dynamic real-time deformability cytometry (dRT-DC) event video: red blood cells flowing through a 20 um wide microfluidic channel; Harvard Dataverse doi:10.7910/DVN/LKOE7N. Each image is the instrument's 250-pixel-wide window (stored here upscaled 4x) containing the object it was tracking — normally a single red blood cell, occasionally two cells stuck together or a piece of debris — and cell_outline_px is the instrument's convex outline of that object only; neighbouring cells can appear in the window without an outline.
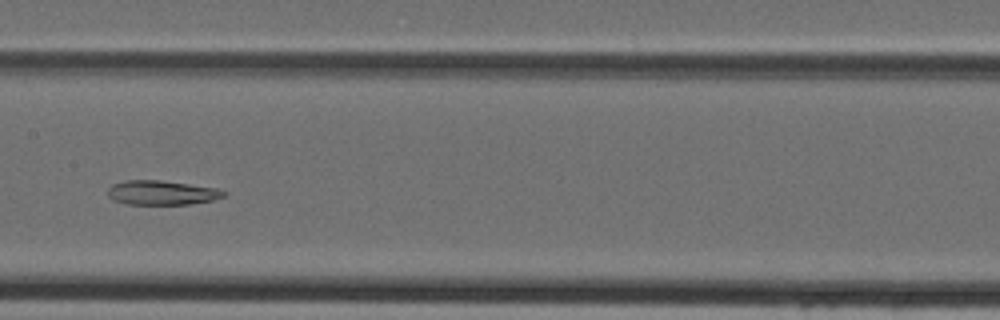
{"species": "Egyptian fruit bat (a non-hibernating species)", "species_latin": "Rousettus aegyptiacus", "temperature_condition": "cold", "stored_images_in_passage": 43, "camera_frame_rate_fps": 3000, "um_per_image_px": 0.085, "animal": {"sex": "female"}, "frame": {"image": 1, "passage_image": 20, "time_ms": 6.333, "image_size_px": [1000, 320], "cell_outline_px": [[228, 192], [224, 196], [212, 200], [188, 204], [128, 204], [112, 200], [108, 196], [108, 188], [112, 184], [124, 180], [160, 180], [216, 188]], "centroid_in_image_um": [13.71, 16.37], "position_along_channel_um": 193.7, "area_um2": 16.42}}
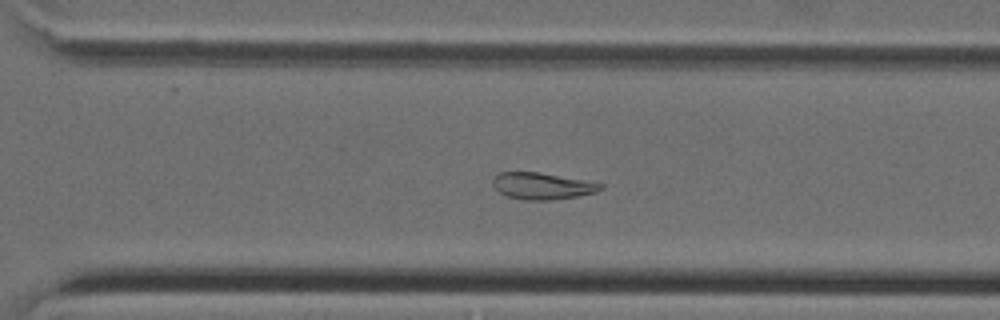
{"frame": {"image": 2, "passage_image": 29, "time_ms": 9.333, "image_size_px": [1000, 320], "cell_outline_px": [[604, 188], [596, 192], [580, 196], [552, 200], [524, 200], [508, 196], [500, 192], [492, 184], [492, 180], [500, 172], [540, 172], [584, 180], [604, 184]], "centroid_in_image_um": [46.12, 15.81], "position_along_channel_um": 324.5, "area_um2": 16.76}}
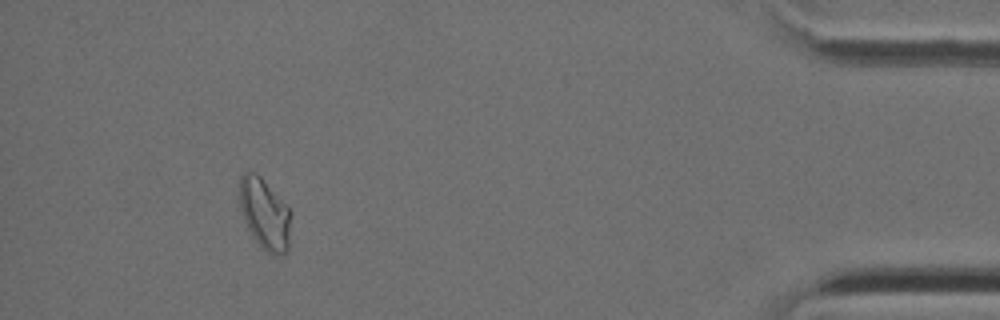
{"frame": {"image": 3, "passage_image": 39, "time_ms": 12.667, "image_size_px": [1000, 320], "cell_outline_px": [[288, 252], [280, 256], [268, 252], [260, 248], [252, 236], [244, 220], [240, 208], [240, 172], [252, 172], [260, 176], [288, 208]], "centroid_in_image_um": [22.45, 18.2], "position_along_channel_um": 412.8, "area_um2": 20.69}}